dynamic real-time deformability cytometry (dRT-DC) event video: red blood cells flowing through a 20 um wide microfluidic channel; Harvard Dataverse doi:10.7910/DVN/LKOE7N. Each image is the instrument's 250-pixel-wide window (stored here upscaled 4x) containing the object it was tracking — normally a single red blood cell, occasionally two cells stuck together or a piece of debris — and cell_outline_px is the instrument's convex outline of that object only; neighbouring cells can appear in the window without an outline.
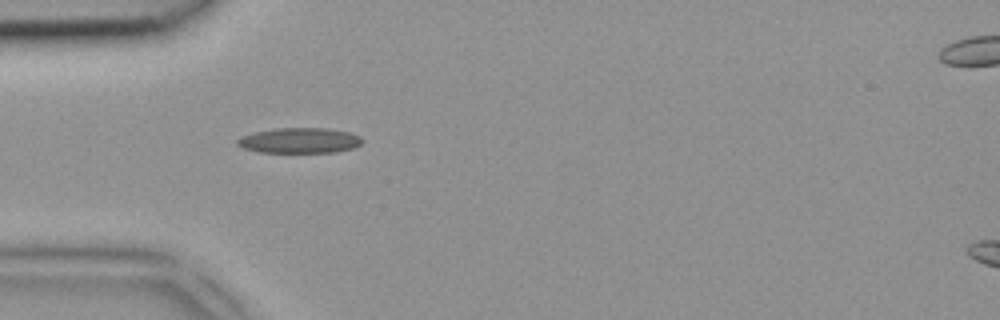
{"species": "common noctule bat (a hibernating species)", "species_latin": "Nyctalus noctula", "temperature_condition": "room temperature", "stored_images_in_passage": 3, "camera_frame_rate_fps": 3000, "um_per_image_px": 0.085, "animal": {"sex": "female", "body_mass_g": 18.4}, "frame": {"image": 1, "passage_image": 1, "time_ms": 0.0, "image_size_px": [1000, 320], "cell_outline_px": [[364, 140], [356, 148], [336, 152], [260, 152], [244, 148], [236, 144], [236, 140], [240, 136], [256, 132], [276, 128], [328, 128], [348, 132], [360, 136]], "centroid_in_image_um": [25.49, 11.94], "position_along_channel_um": 59.5, "area_um2": 18.5}}